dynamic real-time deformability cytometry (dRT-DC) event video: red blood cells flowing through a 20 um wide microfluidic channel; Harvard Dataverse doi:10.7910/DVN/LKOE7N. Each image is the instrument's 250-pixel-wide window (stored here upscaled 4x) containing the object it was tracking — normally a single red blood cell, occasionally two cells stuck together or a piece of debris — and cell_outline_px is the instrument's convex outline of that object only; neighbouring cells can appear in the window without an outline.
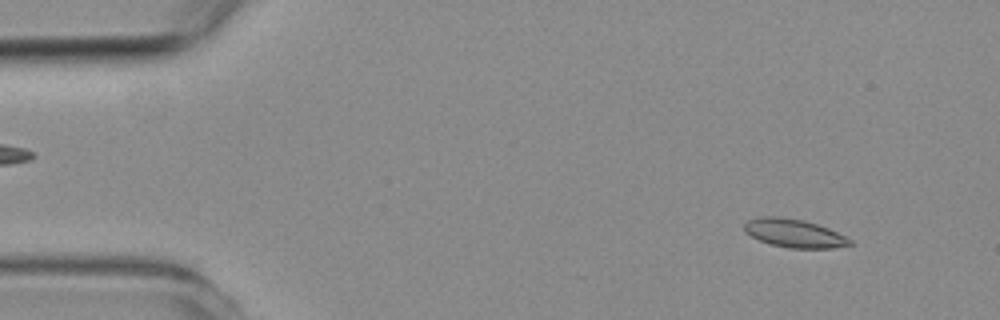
{"species": "common noctule bat (a hibernating species)", "species_latin": "Nyctalus noctula", "temperature_condition": "room temperature", "stored_images_in_passage": 4, "camera_frame_rate_fps": 3000, "um_per_image_px": 0.085, "animal": {"sex": "female", "body_mass_g": 19.3, "forearm_length_mm": 54.1}, "frame": {"image": 1, "passage_image": 1, "time_ms": 0.0, "image_size_px": [1000, 320], "cell_outline_px": [[852, 244], [832, 248], [788, 248], [772, 244], [760, 240], [744, 232], [744, 224], [748, 220], [756, 216], [780, 216], [804, 220], [828, 228], [852, 240]], "centroid_in_image_um": [67.47, 19.81], "position_along_channel_um": 17.5, "area_um2": 17.4}}
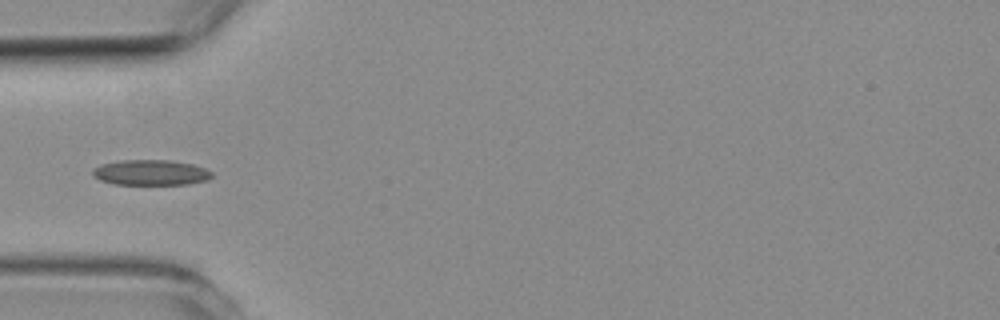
{"frame": {"image": 2, "passage_image": 4, "time_ms": 4.0, "image_size_px": [1000, 320], "cell_outline_px": [[212, 176], [208, 180], [188, 184], [112, 184], [100, 180], [92, 176], [92, 168], [100, 164], [120, 160], [172, 160], [192, 164], [204, 168], [212, 172]], "centroid_in_image_um": [12.78, 14.66], "position_along_channel_um": 72.2, "area_um2": 17.8}}